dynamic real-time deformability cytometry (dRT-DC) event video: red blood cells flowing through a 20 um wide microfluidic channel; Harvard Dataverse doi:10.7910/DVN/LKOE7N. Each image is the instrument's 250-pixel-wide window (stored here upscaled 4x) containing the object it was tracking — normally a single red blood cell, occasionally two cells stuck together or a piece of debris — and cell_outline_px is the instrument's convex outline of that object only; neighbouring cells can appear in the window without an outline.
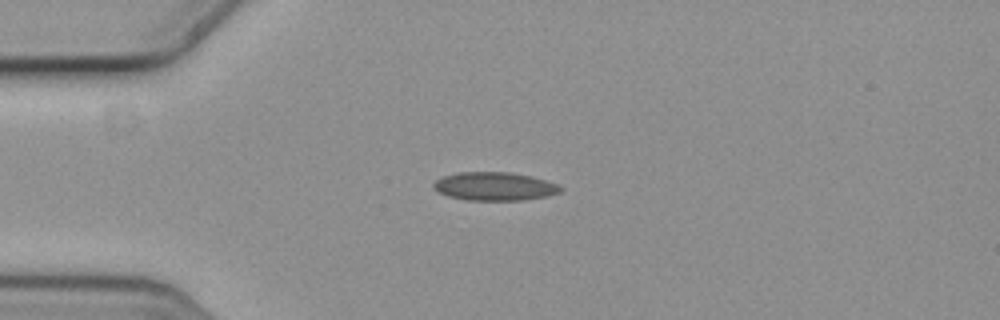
{"species": "common noctule bat (a hibernating species)", "species_latin": "Nyctalus noctula", "temperature_condition": "cold", "stored_images_in_passage": 44, "camera_frame_rate_fps": 3000, "um_per_image_px": 0.085, "animal": {"sex": "female", "body_mass_g": 19.3, "forearm_length_mm": 54.1}, "frame": {"image": 1, "passage_image": 1, "time_ms": 0.0, "image_size_px": [1000, 320], "cell_outline_px": [[564, 188], [560, 192], [548, 196], [524, 200], [468, 200], [448, 196], [432, 188], [432, 184], [436, 180], [444, 176], [456, 172], [508, 172], [532, 176], [556, 184]], "centroid_in_image_um": [42.03, 15.84], "position_along_channel_um": 43.0, "area_um2": 20.98}}
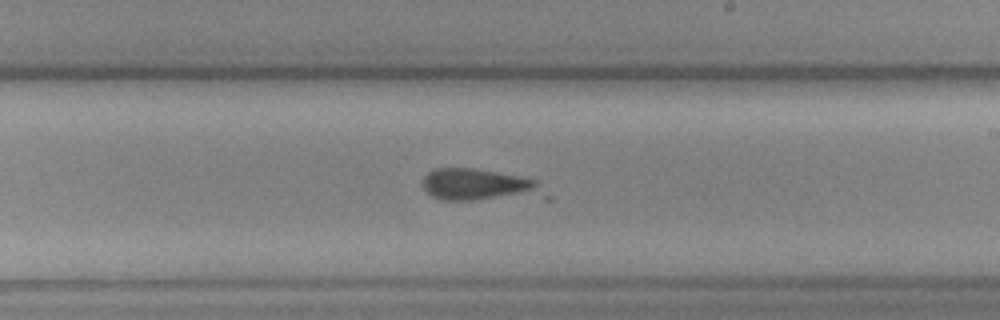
{"frame": {"image": 2, "passage_image": 20, "time_ms": 6.333, "image_size_px": [1000, 320], "cell_outline_px": [[552, 200], [440, 200], [432, 196], [420, 184], [424, 176], [428, 172], [436, 168], [472, 168], [496, 172], [536, 180], [552, 196]], "centroid_in_image_um": [40.9, 15.79], "position_along_channel_um": 248.1, "area_um2": 23.93}}
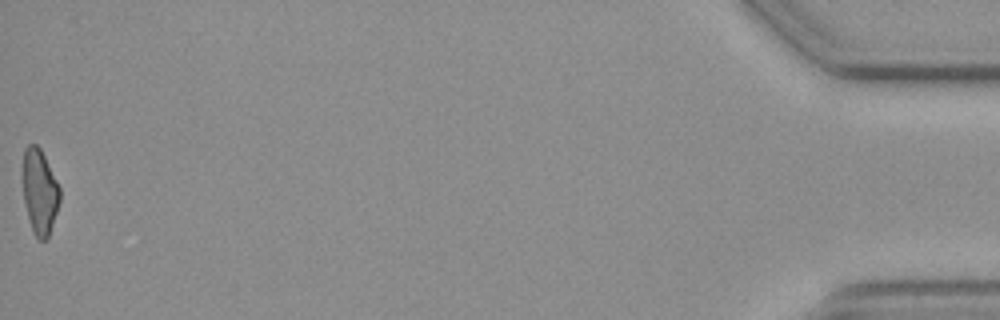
{"frame": {"image": 3, "passage_image": 44, "time_ms": 14.333, "image_size_px": [1000, 320], "cell_outline_px": [[60, 200], [48, 236], [44, 240], [40, 240], [32, 232], [24, 200], [24, 148], [28, 144], [36, 144], [40, 148], [60, 188]], "centroid_in_image_um": [3.38, 16.29], "position_along_channel_um": 431.8, "area_um2": 17.8}, "authors_computed_cell_mechanics": {"area_um2": 20.2878, "velocity_mm_per_s": 3.6252, "shape_relaxation_time_tau1_ms": null, "shape_relaxation_time_tau2_ms": 1.9093, "deformation_change_tau1": null, "deformation_change_tau2": 0.0749}}